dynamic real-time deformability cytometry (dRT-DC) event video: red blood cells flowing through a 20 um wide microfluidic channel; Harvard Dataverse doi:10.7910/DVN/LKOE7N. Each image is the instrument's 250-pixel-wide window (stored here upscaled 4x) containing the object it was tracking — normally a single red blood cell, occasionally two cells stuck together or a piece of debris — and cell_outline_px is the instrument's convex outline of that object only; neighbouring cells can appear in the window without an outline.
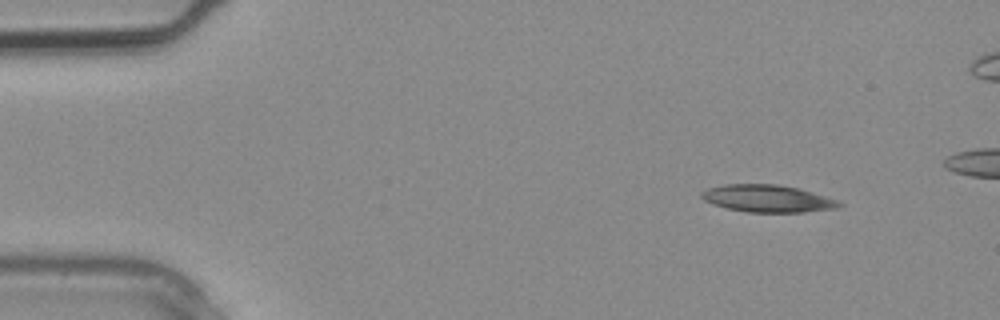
{"species": "common noctule bat (a hibernating species)", "species_latin": "Nyctalus noctula", "temperature_condition": "warm", "stored_images_in_passage": 3, "camera_frame_rate_fps": 3000, "um_per_image_px": 0.085, "animal": {"sex": "male", "body_mass_g": 20.4}, "frame": {"image": 1, "passage_image": 1, "time_ms": 0.0, "image_size_px": [1000, 320], "cell_outline_px": [[844, 204], [840, 208], [804, 212], [744, 212], [712, 204], [704, 200], [700, 196], [700, 192], [708, 188], [724, 184], [776, 184], [800, 188], [836, 200]], "centroid_in_image_um": [65.23, 16.87], "position_along_channel_um": 19.8, "area_um2": 21.96}}